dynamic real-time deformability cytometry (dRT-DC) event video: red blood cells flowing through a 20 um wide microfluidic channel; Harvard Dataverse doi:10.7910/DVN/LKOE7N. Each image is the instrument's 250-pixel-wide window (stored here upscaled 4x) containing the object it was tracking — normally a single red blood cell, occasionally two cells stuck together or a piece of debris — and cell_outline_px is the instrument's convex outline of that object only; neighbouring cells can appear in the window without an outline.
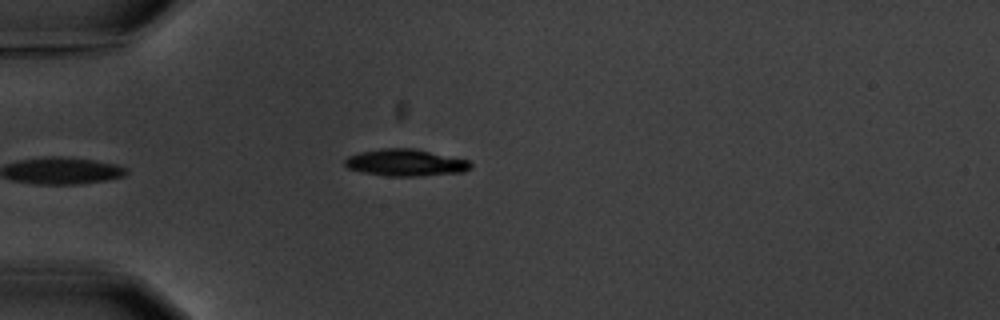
{"species": "common noctule bat (a hibernating species)", "species_latin": "Nyctalus noctula", "temperature_condition": "warm", "stored_images_in_passage": 5, "camera_frame_rate_fps": 3000, "um_per_image_px": 0.085, "animal": {"sex": "male", "body_mass_g": 20.1, "forearm_length_mm": 53.5}, "frame": {"image": 1, "passage_image": 5, "time_ms": 4.667, "image_size_px": [1000, 320], "cell_outline_px": [[472, 168], [464, 172], [420, 176], [388, 176], [360, 172], [348, 168], [344, 164], [344, 160], [348, 156], [360, 152], [384, 148], [416, 148], [468, 160], [472, 164]], "centroid_in_image_um": [34.48, 13.82], "position_along_channel_um": 50.5, "area_um2": 19.88}}